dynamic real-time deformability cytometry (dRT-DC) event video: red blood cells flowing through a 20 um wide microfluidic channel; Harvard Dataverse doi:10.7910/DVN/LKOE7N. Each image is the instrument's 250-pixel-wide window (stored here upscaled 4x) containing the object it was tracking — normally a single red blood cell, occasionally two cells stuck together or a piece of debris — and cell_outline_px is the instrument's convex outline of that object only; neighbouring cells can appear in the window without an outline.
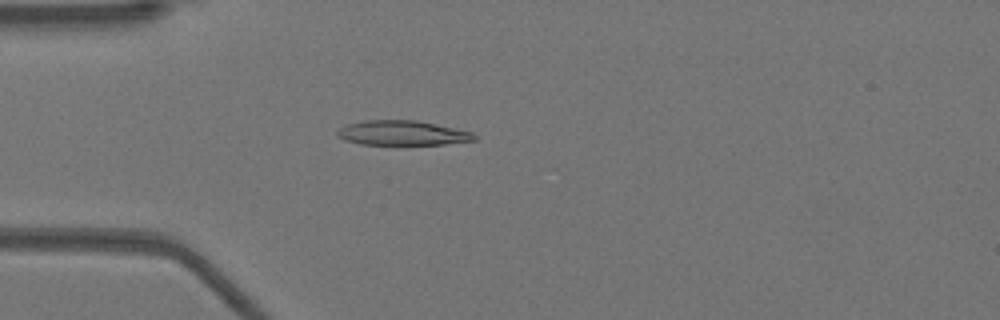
{"species": "Egyptian fruit bat (a non-hibernating species)", "species_latin": "Rousettus aegyptiacus", "temperature_condition": "warm", "stored_images_in_passage": 27, "camera_frame_rate_fps": 3000, "um_per_image_px": 0.085, "animal": {"sex": "female"}, "frame": {"image": 1, "passage_image": 11, "time_ms": 3.333, "image_size_px": [1000, 320], "cell_outline_px": [[476, 140], [444, 144], [404, 148], [360, 144], [344, 140], [336, 136], [336, 132], [340, 128], [348, 124], [364, 120], [416, 120], [472, 132], [476, 136]], "centroid_in_image_um": [34.16, 11.36], "position_along_channel_um": 50.8, "area_um2": 20.75}}
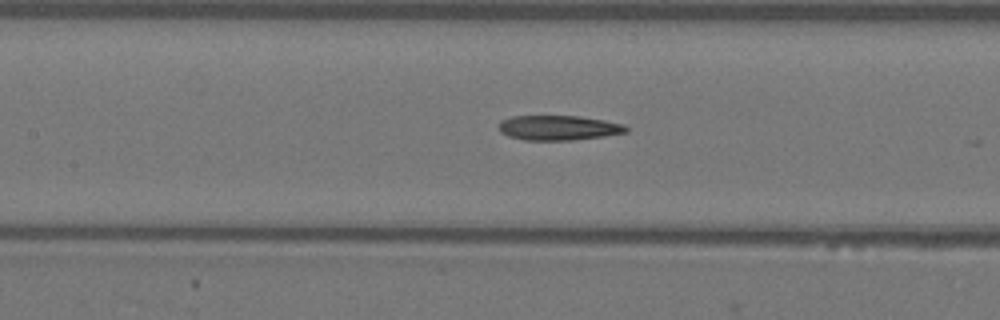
{"frame": {"image": 2, "passage_image": 20, "time_ms": 6.333, "image_size_px": [1000, 320], "cell_outline_px": [[628, 132], [604, 136], [572, 140], [524, 140], [508, 136], [500, 132], [500, 120], [512, 116], [580, 116], [604, 120], [624, 124], [628, 128]], "centroid_in_image_um": [47.48, 10.86], "position_along_channel_um": 159.9, "area_um2": 18.44}}
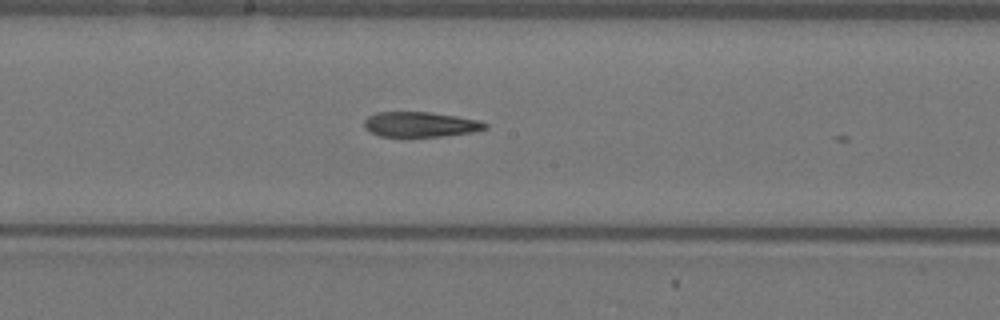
{"frame": {"image": 3, "passage_image": 24, "time_ms": 7.667, "image_size_px": [1000, 320], "cell_outline_px": [[488, 128], [476, 132], [444, 136], [380, 136], [368, 132], [364, 128], [364, 120], [368, 116], [376, 112], [428, 112], [456, 116], [480, 120], [488, 124]], "centroid_in_image_um": [35.74, 10.58], "position_along_channel_um": 212.5, "area_um2": 17.86}}